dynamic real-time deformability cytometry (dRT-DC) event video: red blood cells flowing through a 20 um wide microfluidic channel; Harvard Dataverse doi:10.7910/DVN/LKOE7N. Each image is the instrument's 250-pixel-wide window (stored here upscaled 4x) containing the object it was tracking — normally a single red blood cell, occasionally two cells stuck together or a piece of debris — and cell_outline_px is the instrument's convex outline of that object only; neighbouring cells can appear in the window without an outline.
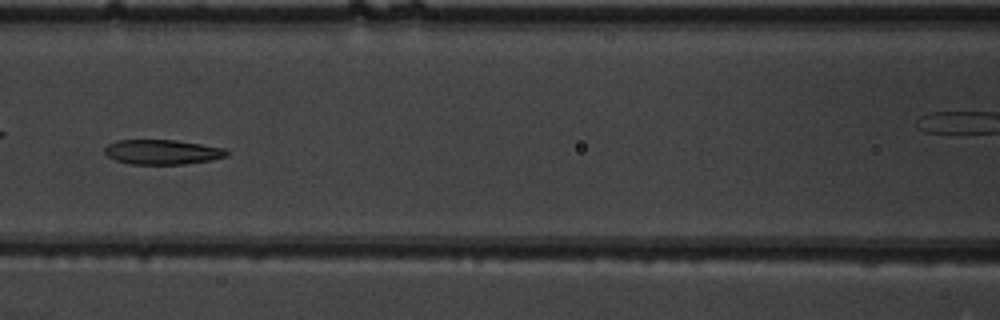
{"species": "common noctule bat (a hibernating species)", "species_latin": "Nyctalus noctula", "temperature_condition": "warm", "stored_images_in_passage": 7, "segment_of_instrument_passage": [1, 2], "camera_frame_rate_fps": 3000, "um_per_image_px": 0.085, "animal": {"sex": "male", "body_mass_g": 19.5, "forearm_length_mm": 54.6}, "frame": {"image": 1, "passage_image": 6, "time_ms": 1.667, "image_size_px": [1000, 320], "cell_outline_px": [[228, 156], [212, 160], [184, 164], [128, 164], [116, 160], [108, 156], [104, 152], [104, 148], [108, 144], [116, 140], [176, 140], [224, 148], [228, 152]], "centroid_in_image_um": [13.78, 12.92], "position_along_channel_um": 152.8, "area_um2": 17.63}}